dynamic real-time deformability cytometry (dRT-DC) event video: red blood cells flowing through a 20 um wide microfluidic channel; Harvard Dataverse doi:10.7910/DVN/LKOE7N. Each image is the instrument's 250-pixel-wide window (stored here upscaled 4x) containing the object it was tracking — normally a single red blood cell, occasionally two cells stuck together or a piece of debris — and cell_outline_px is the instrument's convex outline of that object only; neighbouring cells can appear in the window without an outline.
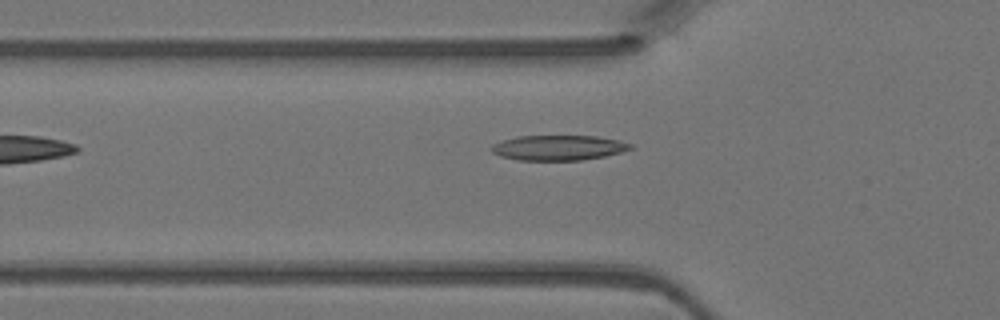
{"species": "Egyptian fruit bat (a non-hibernating species)", "species_latin": "Rousettus aegyptiacus", "temperature_condition": "warm", "stored_images_in_passage": 4, "camera_frame_rate_fps": 3000, "um_per_image_px": 0.085, "animal": {"sex": "female"}, "frame": {"image": 1, "passage_image": 4, "time_ms": 1.0, "image_size_px": [1000, 320], "cell_outline_px": [[632, 148], [620, 152], [604, 156], [580, 160], [516, 160], [500, 156], [492, 152], [492, 144], [504, 140], [520, 136], [596, 136], [616, 140], [632, 144]], "centroid_in_image_um": [47.44, 12.56], "position_along_channel_um": 78.4, "area_um2": 20.06}}